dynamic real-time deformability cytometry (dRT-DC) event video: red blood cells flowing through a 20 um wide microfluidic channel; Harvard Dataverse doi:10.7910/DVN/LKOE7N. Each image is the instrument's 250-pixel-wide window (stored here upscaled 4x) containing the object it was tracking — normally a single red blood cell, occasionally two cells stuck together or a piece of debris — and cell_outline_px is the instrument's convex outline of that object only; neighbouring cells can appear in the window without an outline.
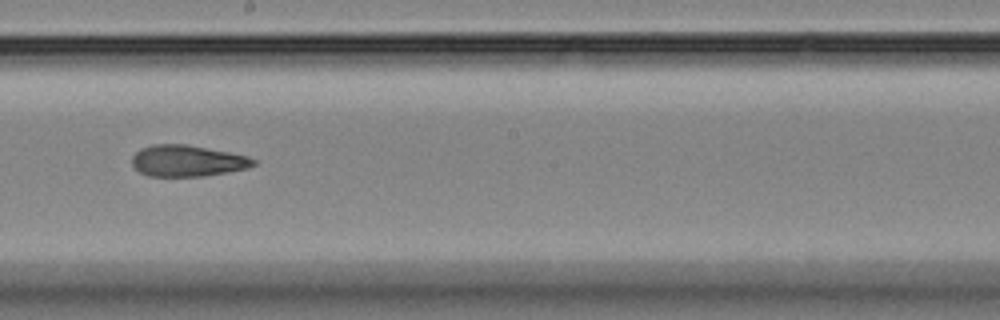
{"species": "Egyptian fruit bat (a non-hibernating species)", "species_latin": "Rousettus aegyptiacus", "temperature_condition": "room temperature", "stored_images_in_passage": 12, "camera_frame_rate_fps": 3000, "um_per_image_px": 0.085, "animal": {"sex": "female"}, "frame": {"image": 1, "passage_image": 6, "time_ms": 6.0, "image_size_px": [1000, 320], "cell_outline_px": [[256, 164], [248, 168], [204, 176], [148, 176], [140, 172], [132, 164], [132, 156], [140, 148], [152, 144], [184, 144], [228, 152], [248, 156], [256, 160]], "centroid_in_image_um": [15.91, 13.67], "position_along_channel_um": 232.3, "area_um2": 22.08}}
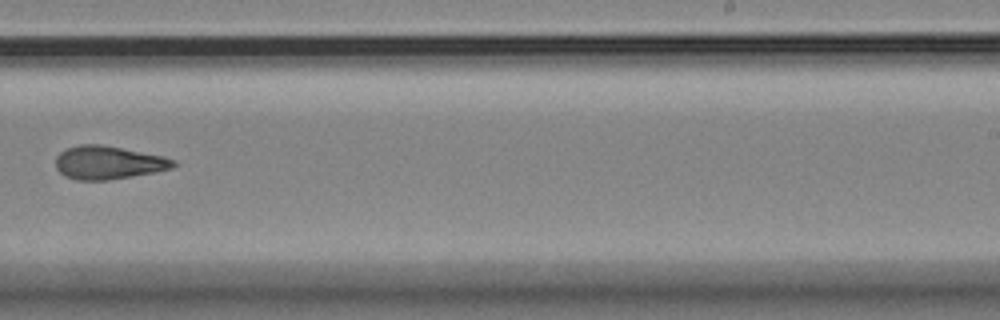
{"frame": {"image": 2, "passage_image": 7, "time_ms": 7.333, "image_size_px": [1000, 320], "cell_outline_px": [[176, 164], [172, 168], [132, 176], [108, 180], [76, 180], [64, 176], [56, 168], [56, 156], [60, 152], [68, 148], [80, 144], [100, 144], [164, 156], [176, 160]], "centroid_in_image_um": [9.19, 13.82], "position_along_channel_um": 279.8, "area_um2": 22.72}}
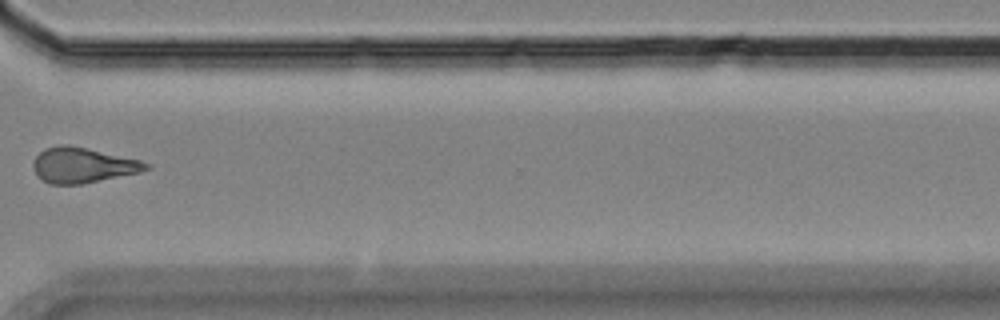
{"frame": {"image": 3, "passage_image": 9, "time_ms": 9.667, "image_size_px": [1000, 320], "cell_outline_px": [[152, 168], [140, 172], [80, 184], [48, 184], [32, 168], [32, 164], [36, 156], [44, 148], [60, 144], [68, 144], [140, 160], [152, 164]], "centroid_in_image_um": [7.04, 14.03], "position_along_channel_um": 363.6, "area_um2": 23.06}, "authors_computed_cell_mechanics": {"area_um2": 22.6865, "velocity_mm_per_s": 3.5891, "shape_relaxation_time_tau1_ms": 8.5008, "shape_relaxation_time_tau2_ms": 3.6674, "deformation_change_tau1": 0.181, "deformation_change_tau2": 0.1067}}